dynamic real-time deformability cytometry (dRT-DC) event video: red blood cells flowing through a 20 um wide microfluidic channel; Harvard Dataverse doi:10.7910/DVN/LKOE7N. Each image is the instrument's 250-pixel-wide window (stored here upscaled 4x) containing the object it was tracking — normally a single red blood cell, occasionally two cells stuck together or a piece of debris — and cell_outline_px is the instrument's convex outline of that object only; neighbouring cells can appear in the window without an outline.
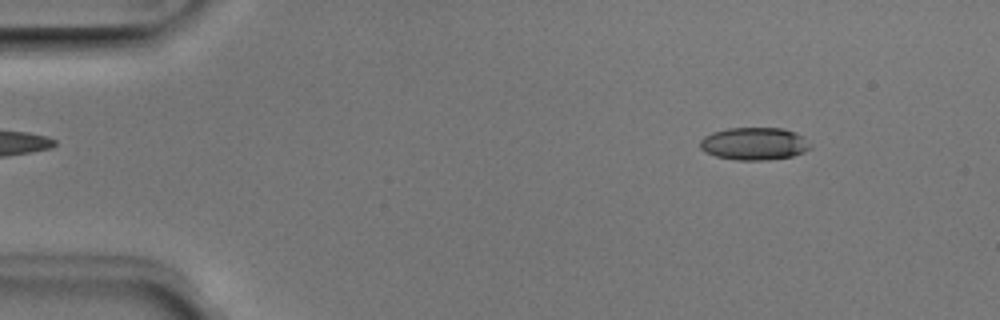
{"species": "Egyptian fruit bat (a non-hibernating species)", "species_latin": "Rousettus aegyptiacus", "temperature_condition": "room temperature", "stored_images_in_passage": 50, "camera_frame_rate_fps": 3000, "um_per_image_px": 0.085, "animal": {"sex": "male"}, "frame": {"image": 1, "passage_image": 6, "time_ms": 1.667, "image_size_px": [1000, 320], "cell_outline_px": [[812, 148], [804, 152], [792, 156], [768, 160], [736, 160], [716, 156], [704, 152], [700, 148], [700, 140], [704, 136], [712, 132], [728, 128], [784, 128], [796, 132], [804, 136]], "centroid_in_image_um": [64.12, 12.21], "position_along_channel_um": 20.9, "area_um2": 21.15}}
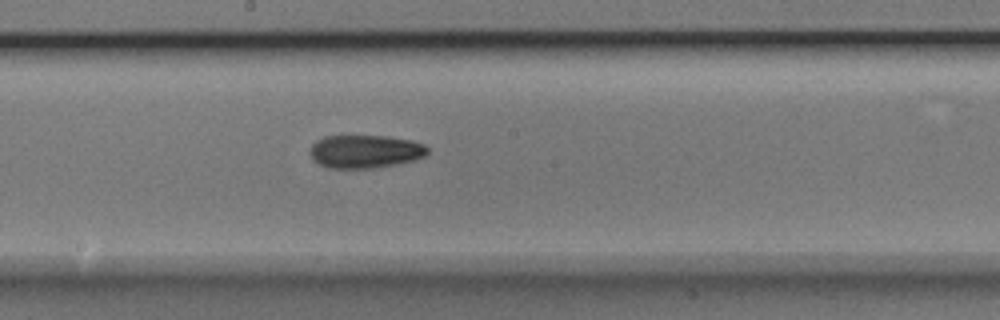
{"frame": {"image": 2, "passage_image": 27, "time_ms": 8.667, "image_size_px": [1000, 320], "cell_outline_px": [[428, 152], [424, 156], [416, 160], [396, 164], [372, 168], [328, 168], [312, 160], [308, 152], [312, 144], [316, 140], [324, 136], [388, 136], [412, 140], [424, 144], [428, 148]], "centroid_in_image_um": [31.02, 12.87], "position_along_channel_um": 217.2, "area_um2": 22.95}}
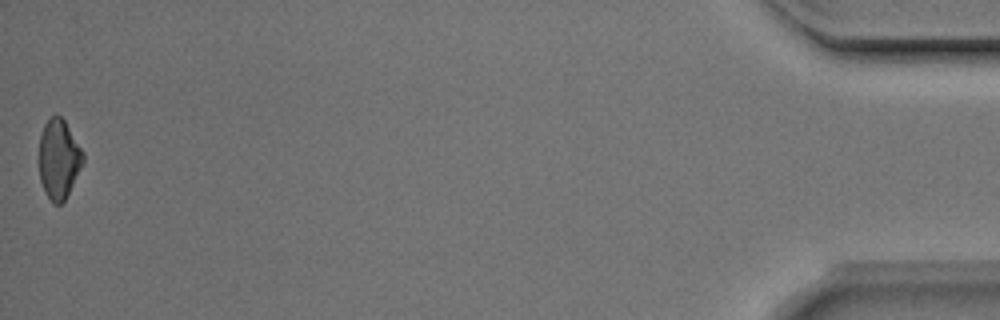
{"frame": {"image": 3, "passage_image": 50, "time_ms": 16.333, "image_size_px": [1000, 320], "cell_outline_px": [[84, 160], [64, 200], [60, 204], [52, 204], [44, 192], [40, 180], [40, 136], [44, 124], [52, 116], [60, 116], [64, 120], [84, 152]], "centroid_in_image_um": [4.99, 13.53], "position_along_channel_um": 430.2, "area_um2": 20.0}, "authors_computed_cell_mechanics": {"area_um2": 21.7328, "velocity_mm_per_s": 4.0261, "shape_relaxation_time_tau1_ms": 6.3875, "shape_relaxation_time_tau2_ms": null, "deformation_change_tau1": 0.1786, "deformation_change_tau2": null}}